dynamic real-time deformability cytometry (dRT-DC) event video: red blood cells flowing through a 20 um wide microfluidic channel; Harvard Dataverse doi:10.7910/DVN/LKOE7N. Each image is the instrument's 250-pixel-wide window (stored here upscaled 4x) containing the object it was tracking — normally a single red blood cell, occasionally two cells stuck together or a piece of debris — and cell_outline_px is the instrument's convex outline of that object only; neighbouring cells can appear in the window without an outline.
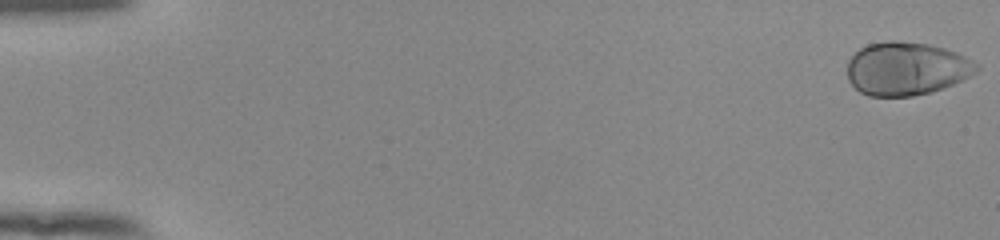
{"species": "human", "species_latin": "Homo sapiens", "temperature_condition": "room temperature", "stored_images_in_passage": 54, "camera_frame_rate_fps": 3000, "um_per_image_px": 0.085, "donor": {"sex": "female"}, "frame": {"image": 1, "passage_image": 1, "time_ms": 0.0, "image_size_px": [1000, 240], "cell_outline_px": [[980, 68], [976, 72], [952, 84], [932, 92], [912, 96], [868, 96], [860, 92], [848, 80], [848, 60], [860, 48], [868, 44], [888, 40], [896, 40], [928, 44], [944, 48], [956, 52], [980, 64]], "centroid_in_image_um": [77.04, 5.83], "position_along_channel_um": 8.0, "area_um2": 40.11}}
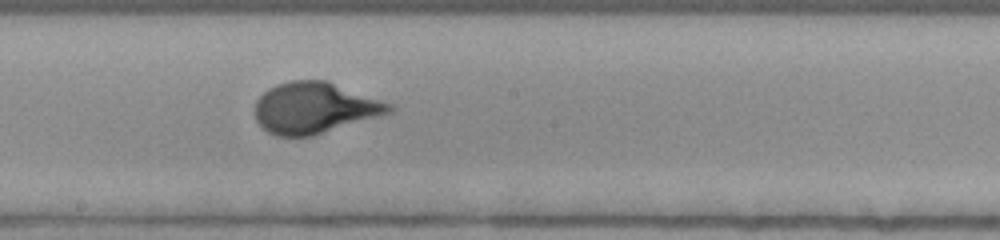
{"frame": {"image": 2, "passage_image": 31, "time_ms": 10.0, "image_size_px": [1000, 240], "cell_outline_px": [[396, 108], [392, 112], [380, 116], [312, 136], [276, 136], [268, 132], [256, 120], [256, 100], [268, 88], [276, 84], [288, 80], [328, 80], [396, 104]], "centroid_in_image_um": [26.81, 9.15], "position_along_channel_um": 221.4, "area_um2": 40.46}}
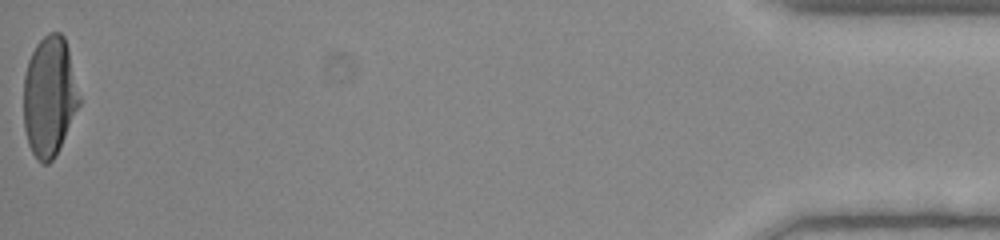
{"frame": {"image": 3, "passage_image": 54, "time_ms": 17.667, "image_size_px": [1000, 240], "cell_outline_px": [[80, 104], [60, 148], [52, 160], [48, 164], [40, 164], [36, 160], [28, 144], [24, 128], [24, 76], [28, 60], [36, 44], [48, 32], [60, 32], [64, 36], [68, 48], [80, 96]], "centroid_in_image_um": [4.2, 8.21], "position_along_channel_um": 431.0, "area_um2": 39.19}, "authors_computed_cell_mechanics": {"area_um2": 38.9283, "velocity_mm_per_s": 3.9037, "shape_relaxation_time_tau1_ms": 3.8997, "shape_relaxation_time_tau2_ms": null, "deformation_change_tau1": 0.2166, "deformation_change_tau2": null}}